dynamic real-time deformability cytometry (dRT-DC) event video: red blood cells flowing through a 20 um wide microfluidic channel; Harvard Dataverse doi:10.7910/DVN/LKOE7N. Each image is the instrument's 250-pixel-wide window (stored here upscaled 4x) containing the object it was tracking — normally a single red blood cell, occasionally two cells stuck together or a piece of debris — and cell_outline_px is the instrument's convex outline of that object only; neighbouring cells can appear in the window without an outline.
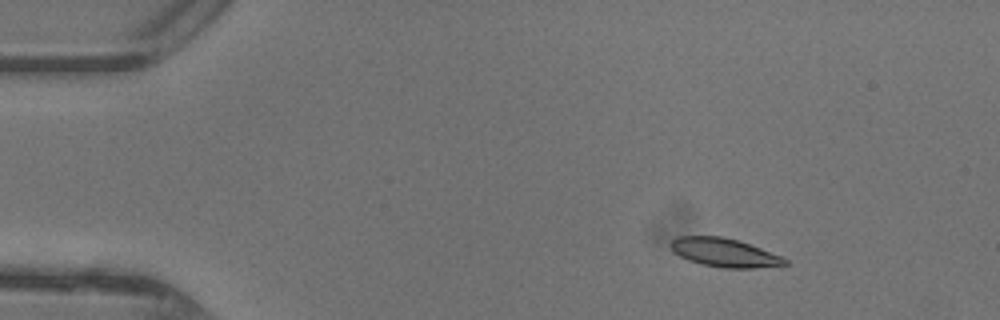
{"species": "common noctule bat (a hibernating species)", "species_latin": "Nyctalus noctula", "temperature_condition": "warm", "stored_images_in_passage": 41, "camera_frame_rate_fps": 3000, "um_per_image_px": 0.085, "animal": {"sex": "female"}, "frame": {"image": 1, "passage_image": 1, "time_ms": 0.0, "image_size_px": [1000, 320], "cell_outline_px": [[788, 264], [752, 268], [720, 268], [700, 264], [688, 260], [680, 256], [668, 244], [676, 236], [724, 236], [740, 240], [780, 256], [788, 260]], "centroid_in_image_um": [61.54, 21.46], "position_along_channel_um": 23.5, "area_um2": 19.07}}
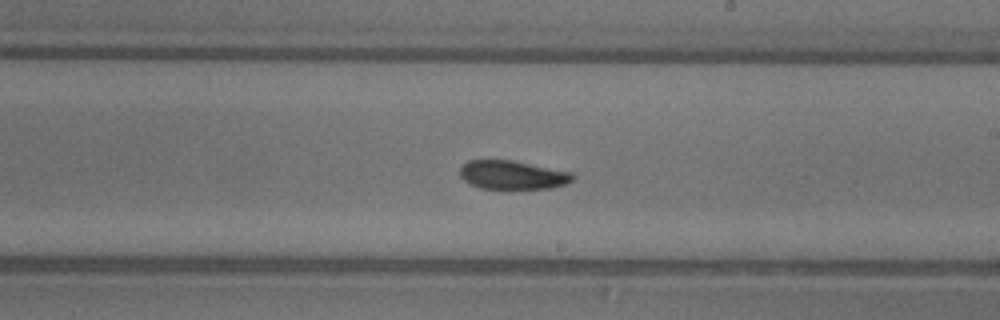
{"frame": {"image": 2, "passage_image": 22, "time_ms": 7.0, "image_size_px": [1000, 320], "cell_outline_px": [[576, 176], [572, 180], [564, 184], [552, 188], [508, 192], [480, 188], [464, 180], [460, 176], [460, 168], [468, 160], [512, 160], [572, 172]], "centroid_in_image_um": [43.58, 14.92], "position_along_channel_um": 245.4, "area_um2": 19.71}}
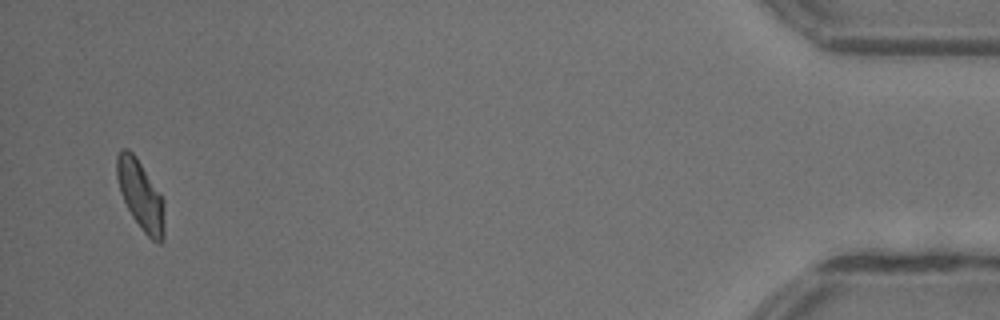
{"frame": {"image": 3, "passage_image": 40, "time_ms": 13.0, "image_size_px": [1000, 320], "cell_outline_px": [[164, 240], [160, 244], [152, 240], [140, 228], [132, 216], [120, 192], [116, 176], [116, 156], [120, 148], [128, 148], [136, 156], [160, 192], [164, 200]], "centroid_in_image_um": [11.95, 16.57], "position_along_channel_um": 423.2, "area_um2": 19.54}, "authors_computed_cell_mechanics": {"area_um2": 19.4208, "velocity_mm_per_s": 4.3917, "shape_relaxation_time_tau1_ms": 3.509, "shape_relaxation_time_tau2_ms": 3.5604, "deformation_change_tau1": 0.1141, "deformation_change_tau2": 0.0987}}